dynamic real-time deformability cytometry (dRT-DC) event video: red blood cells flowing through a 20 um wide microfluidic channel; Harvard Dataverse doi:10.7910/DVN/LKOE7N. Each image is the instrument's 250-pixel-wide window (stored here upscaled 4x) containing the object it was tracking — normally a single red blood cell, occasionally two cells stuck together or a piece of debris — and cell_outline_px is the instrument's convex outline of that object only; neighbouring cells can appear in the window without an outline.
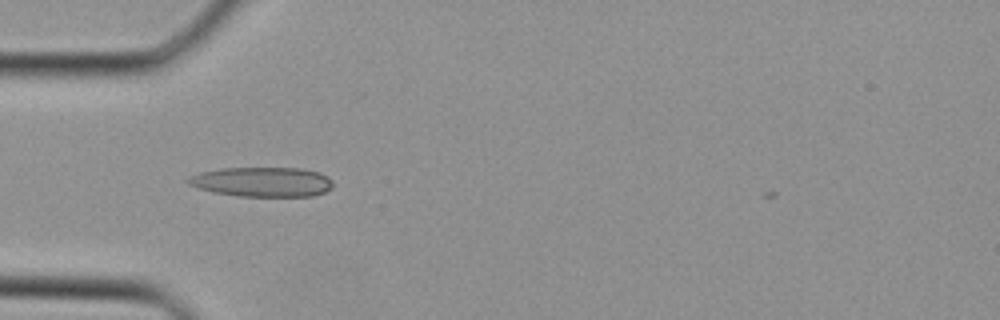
{"species": "Egyptian fruit bat (a non-hibernating species)", "species_latin": "Rousettus aegyptiacus", "temperature_condition": "cold", "stored_images_in_passage": 26, "camera_frame_rate_fps": 3000, "um_per_image_px": 0.085, "animal": {"sex": "female"}, "frame": {"image": 1, "passage_image": 2, "time_ms": 0.333, "image_size_px": [1000, 320], "cell_outline_px": [[332, 188], [324, 192], [312, 196], [240, 196], [212, 192], [188, 184], [184, 180], [188, 176], [200, 172], [220, 168], [300, 168], [320, 172], [328, 176], [332, 180]], "centroid_in_image_um": [22.27, 15.45], "position_along_channel_um": 62.7, "area_um2": 25.2}}
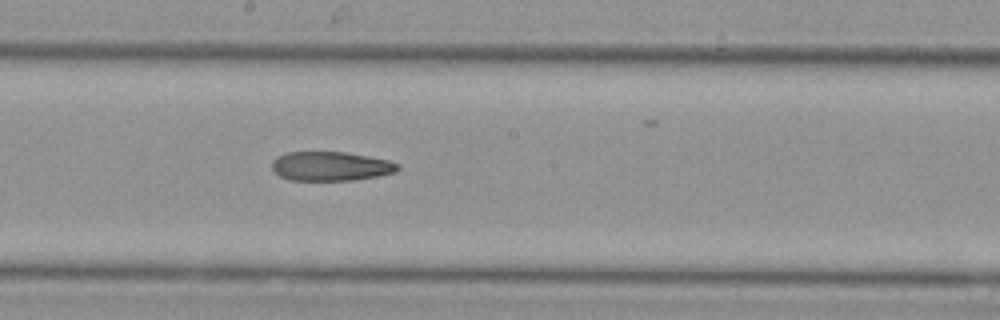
{"frame": {"image": 2, "passage_image": 11, "time_ms": 3.333, "image_size_px": [1000, 320], "cell_outline_px": [[400, 168], [396, 172], [376, 176], [352, 180], [288, 180], [280, 176], [272, 168], [272, 160], [276, 156], [288, 152], [344, 152], [368, 156], [388, 160], [400, 164]], "centroid_in_image_um": [28.1, 14.12], "position_along_channel_um": 220.1, "area_um2": 21.39}}
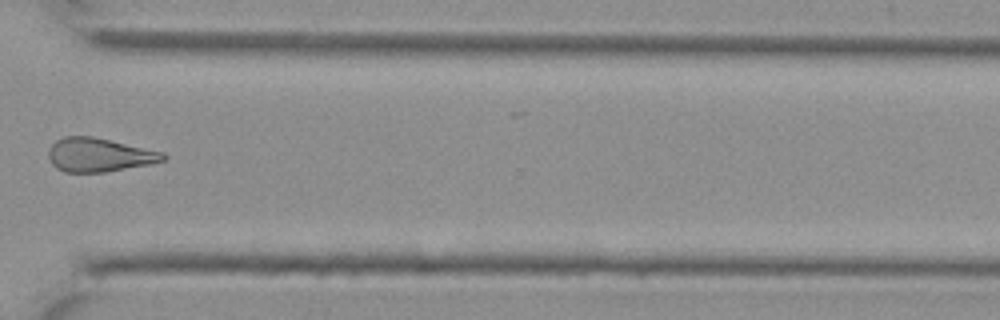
{"frame": {"image": 3, "passage_image": 19, "time_ms": 6.0, "image_size_px": [1000, 320], "cell_outline_px": [[168, 156], [164, 160], [152, 164], [104, 172], [64, 172], [56, 168], [52, 164], [48, 156], [48, 148], [56, 140], [64, 136], [92, 136], [164, 152]], "centroid_in_image_um": [8.42, 13.17], "position_along_channel_um": 362.2, "area_um2": 22.66}}